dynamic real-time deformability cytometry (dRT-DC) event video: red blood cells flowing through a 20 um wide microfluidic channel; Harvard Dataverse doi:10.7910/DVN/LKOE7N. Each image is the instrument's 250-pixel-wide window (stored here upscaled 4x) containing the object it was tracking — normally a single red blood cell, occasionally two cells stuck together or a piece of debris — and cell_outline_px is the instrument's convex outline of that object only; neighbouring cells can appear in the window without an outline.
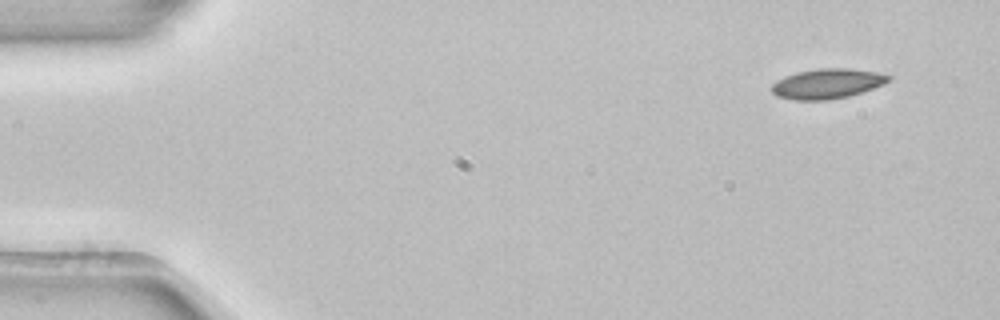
{"species": "common noctule bat (a hibernating species)", "species_latin": "Nyctalus noctula", "temperature_condition": "room temperature", "stored_images_in_passage": 4, "camera_frame_rate_fps": 3000, "um_per_image_px": 0.085, "animal": {"sex": "female", "body_mass_g": 22.7, "forearm_length_mm": 54.2}, "frame": {"image": 1, "passage_image": 1, "time_ms": 0.0, "image_size_px": [1000, 320], "cell_outline_px": [[892, 80], [884, 84], [848, 96], [828, 100], [792, 100], [776, 96], [772, 92], [772, 84], [776, 80], [784, 76], [796, 72], [820, 68], [848, 68], [876, 72], [892, 76]], "centroid_in_image_um": [70.3, 7.11], "position_along_channel_um": 14.7, "area_um2": 20.46}}